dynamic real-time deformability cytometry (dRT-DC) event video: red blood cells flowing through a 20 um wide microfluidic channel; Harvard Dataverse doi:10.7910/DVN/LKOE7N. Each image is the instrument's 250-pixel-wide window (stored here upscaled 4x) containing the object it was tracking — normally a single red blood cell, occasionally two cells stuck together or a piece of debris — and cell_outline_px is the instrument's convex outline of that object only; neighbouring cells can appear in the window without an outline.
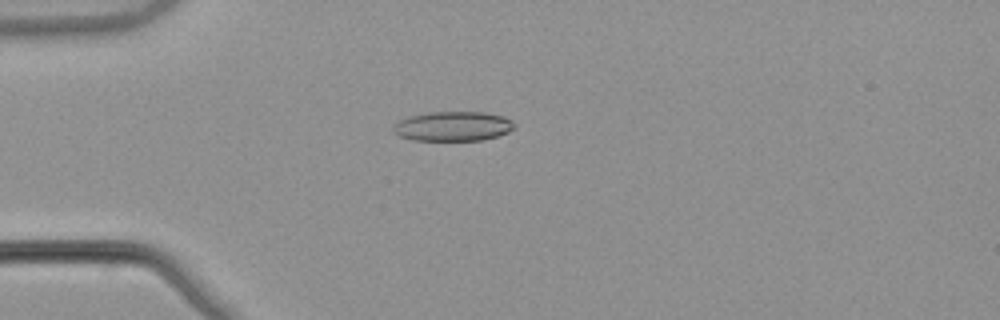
{"species": "common noctule bat (a hibernating species)", "species_latin": "Nyctalus noctula", "temperature_condition": "warm", "stored_images_in_passage": 53, "camera_frame_rate_fps": 3000, "um_per_image_px": 0.085, "animal": {"sex": "male", "body_mass_g": 21.5, "forearm_length_mm": 52.0}, "frame": {"image": 1, "passage_image": 15, "time_ms": 4.667, "image_size_px": [1000, 320], "cell_outline_px": [[516, 128], [508, 132], [484, 140], [412, 140], [400, 136], [392, 132], [392, 124], [408, 116], [428, 112], [484, 112], [504, 116], [512, 120], [516, 124]], "centroid_in_image_um": [38.5, 10.72], "position_along_channel_um": 46.5, "area_um2": 21.15}}
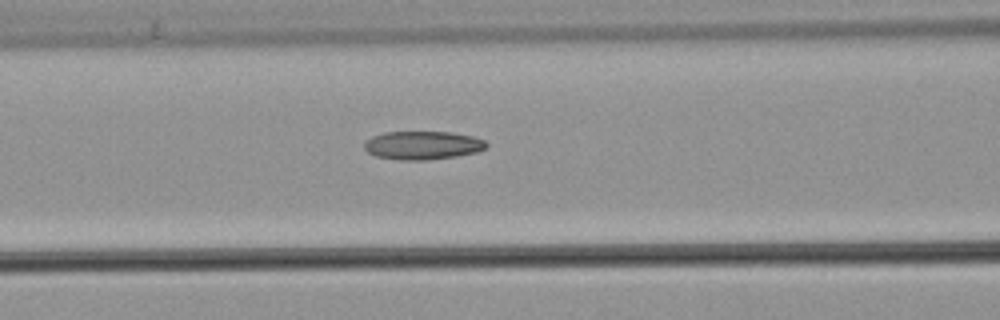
{"frame": {"image": 2, "passage_image": 23, "time_ms": 7.333, "image_size_px": [1000, 320], "cell_outline_px": [[488, 144], [484, 148], [476, 152], [456, 156], [428, 160], [400, 160], [376, 156], [368, 152], [364, 148], [364, 140], [372, 136], [384, 132], [452, 132], [472, 136], [484, 140]], "centroid_in_image_um": [35.89, 12.35], "position_along_channel_um": 130.7, "area_um2": 20.23}}
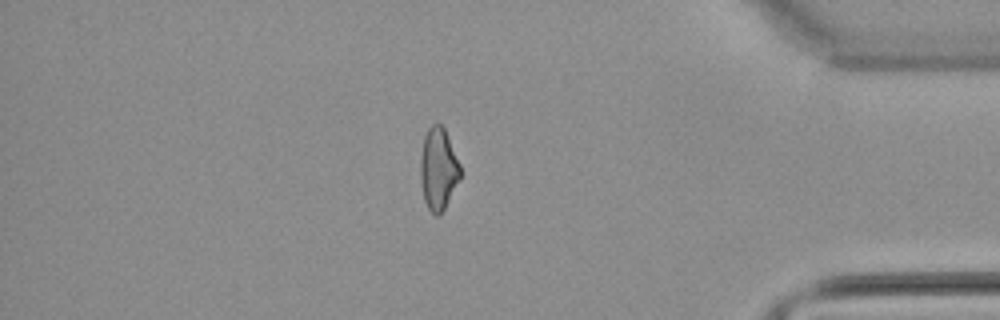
{"frame": {"image": 3, "passage_image": 46, "time_ms": 15.0, "image_size_px": [1000, 320], "cell_outline_px": [[460, 180], [440, 216], [436, 216], [428, 208], [424, 200], [420, 180], [420, 160], [424, 136], [428, 128], [432, 124], [440, 124], [444, 128], [460, 164]], "centroid_in_image_um": [37.25, 14.38], "position_along_channel_um": 397.9, "area_um2": 19.07}, "authors_computed_cell_mechanics": {"area_um2": 20.1722, "velocity_mm_per_s": 3.9041, "shape_relaxation_time_tau1_ms": null, "shape_relaxation_time_tau2_ms": 3.3036, "deformation_change_tau1": null, "deformation_change_tau2": 0.1093}}